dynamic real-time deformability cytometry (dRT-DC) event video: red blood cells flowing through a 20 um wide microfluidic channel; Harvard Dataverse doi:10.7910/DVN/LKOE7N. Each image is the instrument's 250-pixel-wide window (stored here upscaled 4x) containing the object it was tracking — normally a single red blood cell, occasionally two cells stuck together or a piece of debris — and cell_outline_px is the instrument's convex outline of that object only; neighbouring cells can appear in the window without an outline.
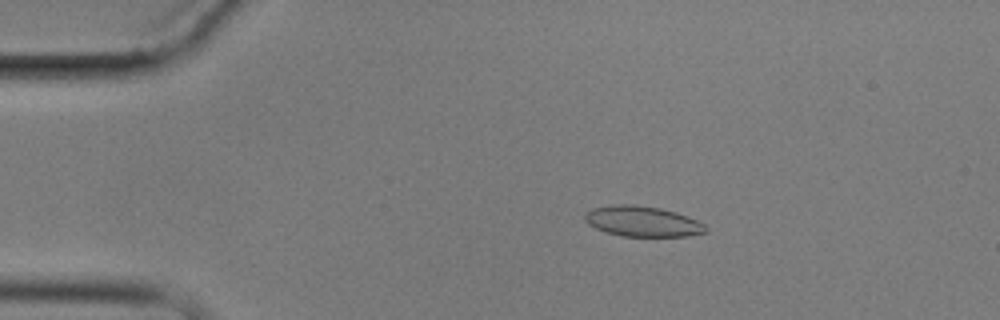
{"species": "common noctule bat (a hibernating species)", "species_latin": "Nyctalus noctula", "temperature_condition": "cold", "stored_images_in_passage": 5, "camera_frame_rate_fps": 3000, "um_per_image_px": 0.085, "animal": {"sex": "male", "body_mass_g": 17.9}, "frame": {"image": 1, "passage_image": 3, "time_ms": 2.333, "image_size_px": [1000, 320], "cell_outline_px": [[708, 232], [688, 236], [620, 236], [596, 228], [588, 224], [584, 220], [584, 212], [592, 208], [616, 204], [632, 204], [660, 208], [676, 212], [688, 216], [704, 224], [708, 228]], "centroid_in_image_um": [54.61, 18.81], "position_along_channel_um": 30.4, "area_um2": 21.56}}
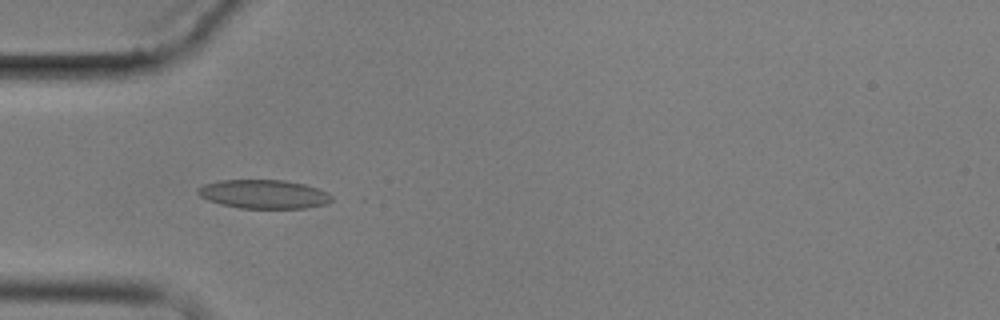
{"frame": {"image": 2, "passage_image": 5, "time_ms": 4.667, "image_size_px": [1000, 320], "cell_outline_px": [[332, 200], [324, 204], [308, 208], [240, 208], [220, 204], [208, 200], [200, 196], [196, 192], [196, 188], [204, 184], [220, 180], [284, 180], [304, 184], [328, 192], [332, 196]], "centroid_in_image_um": [22.39, 16.5], "position_along_channel_um": 62.6, "area_um2": 22.48}}